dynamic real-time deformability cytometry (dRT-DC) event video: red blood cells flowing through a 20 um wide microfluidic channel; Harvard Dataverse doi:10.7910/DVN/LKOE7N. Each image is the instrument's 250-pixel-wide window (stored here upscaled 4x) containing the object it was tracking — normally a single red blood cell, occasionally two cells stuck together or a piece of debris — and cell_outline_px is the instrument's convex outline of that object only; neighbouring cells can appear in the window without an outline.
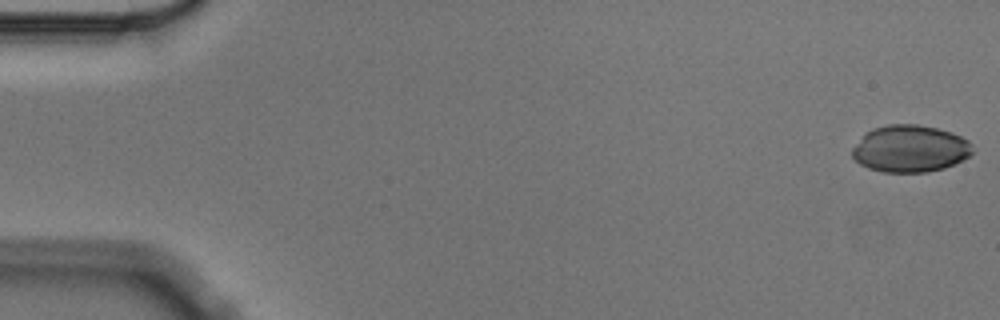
{"species": "Egyptian fruit bat (a non-hibernating species)", "species_latin": "Rousettus aegyptiacus", "temperature_condition": "cold", "stored_images_in_passage": 5, "camera_frame_rate_fps": 3000, "um_per_image_px": 0.085, "animal": {"sex": "male"}, "frame": {"image": 1, "passage_image": 1, "time_ms": 0.0, "image_size_px": [1000, 320], "cell_outline_px": [[972, 152], [968, 156], [944, 168], [928, 172], [884, 172], [868, 168], [860, 164], [852, 156], [852, 148], [872, 128], [888, 124], [916, 124], [936, 128], [952, 132], [968, 140], [972, 144]], "centroid_in_image_um": [77.35, 12.63], "position_along_channel_um": 7.6, "area_um2": 32.71}}
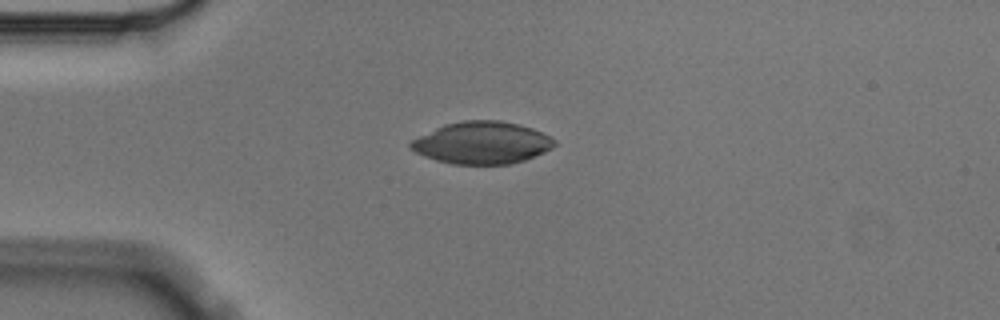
{"frame": {"image": 2, "passage_image": 4, "time_ms": 1.0, "image_size_px": [1000, 320], "cell_outline_px": [[556, 144], [552, 148], [544, 152], [524, 160], [512, 164], [452, 164], [436, 160], [424, 156], [408, 148], [408, 144], [412, 140], [444, 124], [464, 120], [500, 120], [532, 128], [556, 140]], "centroid_in_image_um": [40.95, 12.14], "position_along_channel_um": 44.0, "area_um2": 35.2}}